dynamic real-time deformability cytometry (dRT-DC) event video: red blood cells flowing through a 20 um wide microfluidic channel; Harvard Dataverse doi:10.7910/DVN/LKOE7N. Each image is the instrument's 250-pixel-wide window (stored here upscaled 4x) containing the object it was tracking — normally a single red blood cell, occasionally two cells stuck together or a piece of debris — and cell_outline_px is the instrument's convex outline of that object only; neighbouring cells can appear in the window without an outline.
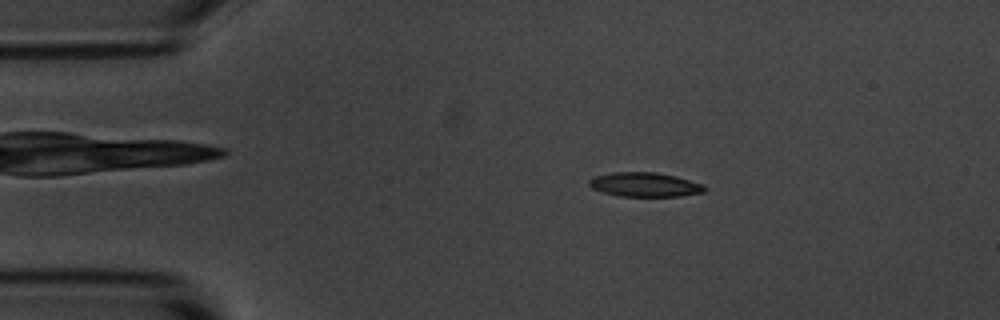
{"species": "common noctule bat (a hibernating species)", "species_latin": "Nyctalus noctula", "temperature_condition": "room temperature", "stored_images_in_passage": 54, "camera_frame_rate_fps": 3000, "um_per_image_px": 0.085, "animal": {"sex": "male", "body_mass_g": 20.1, "forearm_length_mm": 53.5}, "frame": {"image": 1, "passage_image": 9, "time_ms": 2.667, "image_size_px": [1000, 320], "cell_outline_px": [[708, 188], [704, 192], [680, 196], [620, 196], [604, 192], [592, 188], [588, 184], [588, 180], [596, 176], [612, 172], [656, 172], [676, 176], [704, 184]], "centroid_in_image_um": [54.84, 15.69], "position_along_channel_um": 30.2, "area_um2": 16.36}}
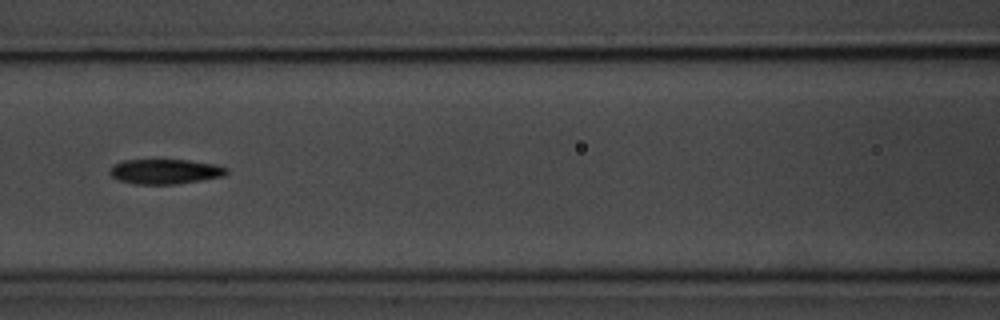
{"frame": {"image": 2, "passage_image": 23, "time_ms": 7.333, "image_size_px": [1000, 320], "cell_outline_px": [[228, 172], [224, 176], [176, 184], [136, 184], [120, 180], [112, 176], [108, 172], [112, 164], [124, 160], [188, 160], [216, 164], [228, 168]], "centroid_in_image_um": [14.03, 14.57], "position_along_channel_um": 152.6, "area_um2": 16.94}}
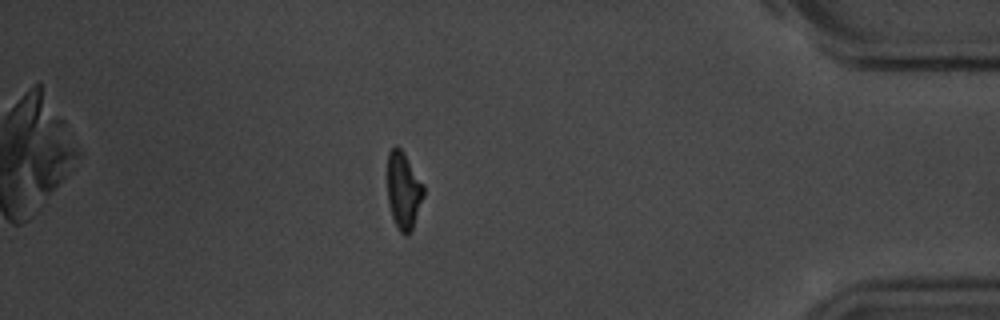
{"frame": {"image": 3, "passage_image": 47, "time_ms": 15.333, "image_size_px": [1000, 320], "cell_outline_px": [[424, 196], [412, 228], [408, 236], [404, 236], [400, 232], [392, 216], [388, 200], [388, 152], [396, 144], [404, 152], [424, 184]], "centroid_in_image_um": [34.31, 16.17], "position_along_channel_um": 400.9, "area_um2": 16.24}, "authors_computed_cell_mechanics": {"area_um2": 16.8776, "velocity_mm_per_s": 3.6118, "shape_relaxation_time_tau1_ms": 4.9604, "shape_relaxation_time_tau2_ms": 6.862, "deformation_change_tau1": 0.1532, "deformation_change_tau2": 0.1576}}